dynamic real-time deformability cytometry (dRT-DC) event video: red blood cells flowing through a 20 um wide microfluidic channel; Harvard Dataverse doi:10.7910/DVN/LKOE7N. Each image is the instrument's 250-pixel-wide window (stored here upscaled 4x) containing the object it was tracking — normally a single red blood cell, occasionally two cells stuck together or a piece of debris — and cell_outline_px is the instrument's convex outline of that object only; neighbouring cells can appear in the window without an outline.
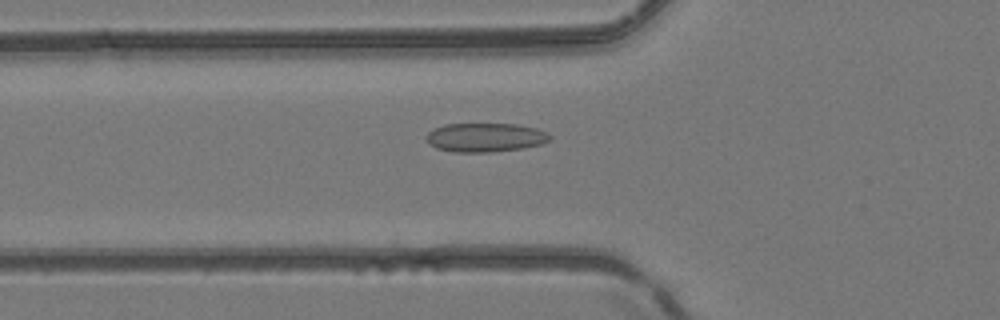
{"species": "common noctule bat (a hibernating species)", "species_latin": "Nyctalus noctula", "temperature_condition": "room temperature", "stored_images_in_passage": 51, "camera_frame_rate_fps": 3000, "um_per_image_px": 0.085, "animal": {"sex": "female", "body_mass_g": 24.6, "forearm_length_mm": 56.2}, "frame": {"image": 1, "passage_image": 19, "time_ms": 6.0, "image_size_px": [1000, 320], "cell_outline_px": [[552, 140], [540, 144], [524, 148], [492, 152], [456, 152], [436, 148], [428, 144], [424, 140], [424, 136], [428, 132], [444, 124], [516, 124], [536, 128], [548, 132], [552, 136]], "centroid_in_image_um": [41.25, 11.68], "position_along_channel_um": 84.6, "area_um2": 21.1}}
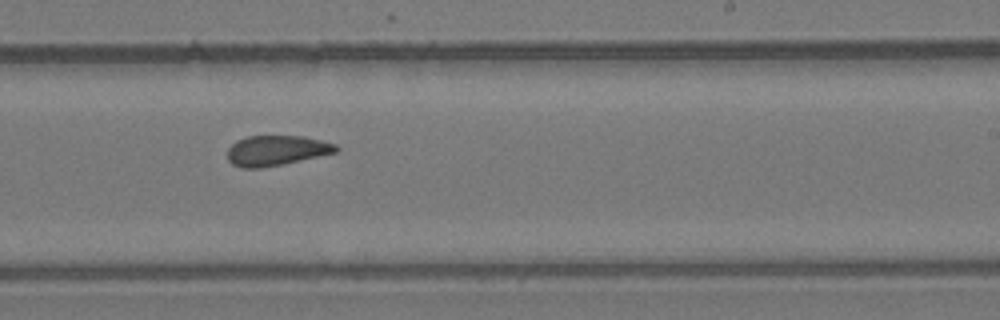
{"frame": {"image": 2, "passage_image": 32, "time_ms": 10.333, "image_size_px": [1000, 320], "cell_outline_px": [[340, 148], [336, 152], [284, 164], [260, 168], [240, 168], [232, 164], [228, 160], [228, 148], [236, 140], [248, 136], [304, 136], [336, 144]], "centroid_in_image_um": [23.48, 12.79], "position_along_channel_um": 265.5, "area_um2": 19.13}}
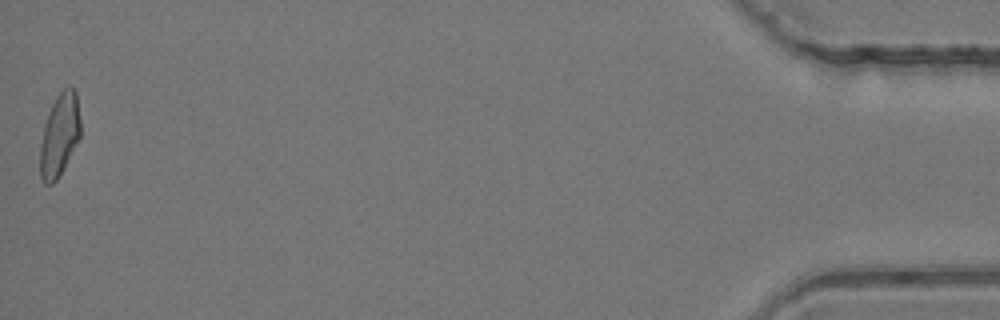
{"frame": {"image": 3, "passage_image": 51, "time_ms": 16.667, "image_size_px": [1000, 320], "cell_outline_px": [[80, 136], [60, 176], [52, 184], [44, 184], [40, 180], [40, 144], [44, 124], [48, 112], [56, 96], [64, 88], [72, 84], [76, 92], [80, 120]], "centroid_in_image_um": [5.05, 11.48], "position_along_channel_um": 430.2, "area_um2": 19.65}, "authors_computed_cell_mechanics": {"area_um2": 19.941, "velocity_mm_per_s": 4.1578, "shape_relaxation_time_tau1_ms": null, "shape_relaxation_time_tau2_ms": 2.2823, "deformation_change_tau1": null, "deformation_change_tau2": 0.0834}}